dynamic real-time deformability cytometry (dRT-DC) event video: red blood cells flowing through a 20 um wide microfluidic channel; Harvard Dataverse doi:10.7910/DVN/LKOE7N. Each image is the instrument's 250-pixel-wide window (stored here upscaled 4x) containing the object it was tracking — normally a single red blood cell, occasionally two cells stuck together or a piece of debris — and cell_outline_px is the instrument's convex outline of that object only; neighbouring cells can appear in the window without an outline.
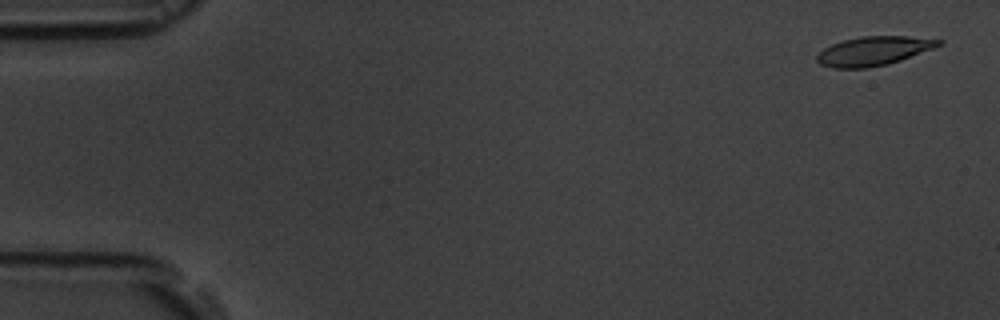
{"species": "common noctule bat (a hibernating species)", "species_latin": "Nyctalus noctula", "temperature_condition": "room temperature", "stored_images_in_passage": 5, "camera_frame_rate_fps": 3000, "um_per_image_px": 0.085, "animal": {"sex": "male", "body_mass_g": 19.5, "forearm_length_mm": 54.6}, "frame": {"image": 1, "passage_image": 1, "time_ms": 0.0, "image_size_px": [1000, 320], "cell_outline_px": [[944, 44], [900, 60], [888, 64], [868, 68], [832, 68], [820, 64], [816, 60], [816, 56], [824, 48], [832, 44], [844, 40], [860, 36], [908, 36], [944, 40]], "centroid_in_image_um": [74.26, 4.33], "position_along_channel_um": 10.7, "area_um2": 20.58}}
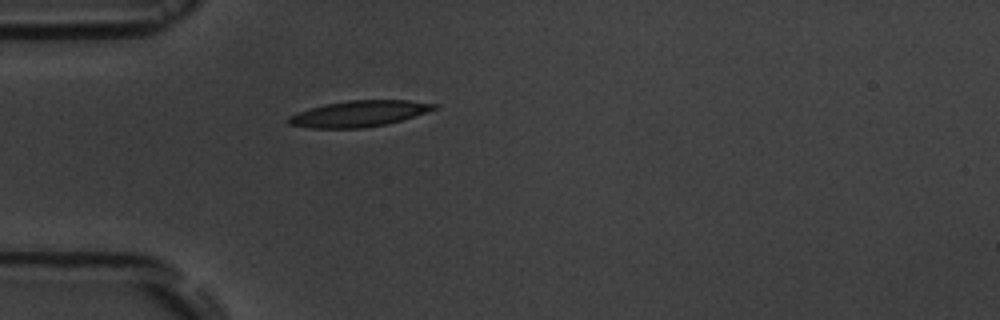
{"frame": {"image": 2, "passage_image": 5, "time_ms": 4.667, "image_size_px": [1000, 320], "cell_outline_px": [[440, 108], [400, 120], [384, 124], [364, 128], [312, 128], [288, 124], [288, 116], [324, 104], [348, 100], [408, 100], [440, 104]], "centroid_in_image_um": [30.56, 9.65], "position_along_channel_um": 54.4, "area_um2": 21.96}}